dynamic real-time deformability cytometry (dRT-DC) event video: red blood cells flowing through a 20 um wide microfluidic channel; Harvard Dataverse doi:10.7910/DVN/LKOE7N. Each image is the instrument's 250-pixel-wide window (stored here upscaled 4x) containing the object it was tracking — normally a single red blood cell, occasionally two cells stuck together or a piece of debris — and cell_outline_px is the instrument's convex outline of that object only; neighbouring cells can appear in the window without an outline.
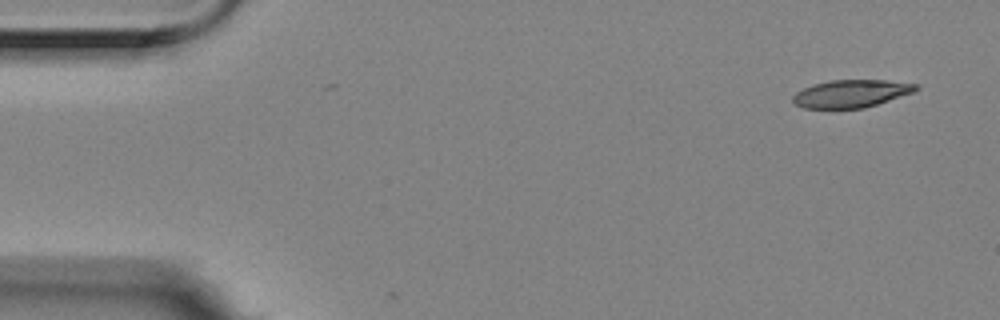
{"species": "Egyptian fruit bat (a non-hibernating species)", "species_latin": "Rousettus aegyptiacus", "temperature_condition": "room temperature", "stored_images_in_passage": 4, "camera_frame_rate_fps": 3000, "um_per_image_px": 0.085, "animal": {"sex": "female"}, "frame": {"image": 1, "passage_image": 1, "time_ms": 0.0, "image_size_px": [1000, 320], "cell_outline_px": [[920, 88], [912, 92], [864, 108], [804, 108], [796, 104], [792, 100], [792, 96], [796, 92], [812, 84], [832, 80], [884, 80], [920, 84]], "centroid_in_image_um": [72.34, 7.94], "position_along_channel_um": 12.7, "area_um2": 19.65}}
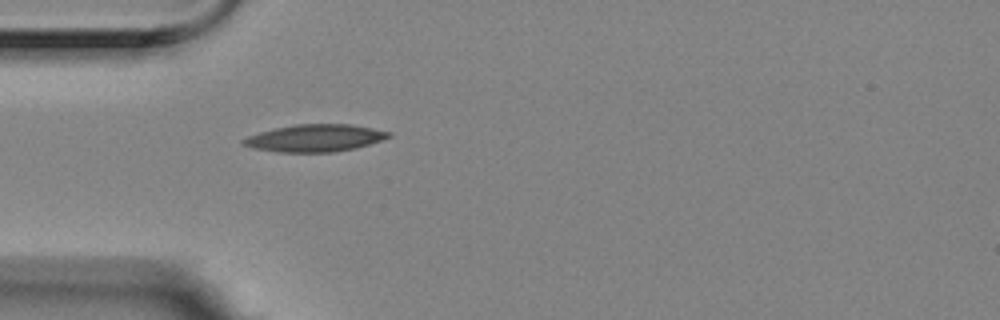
{"frame": {"image": 2, "passage_image": 4, "time_ms": 1.0, "image_size_px": [1000, 320], "cell_outline_px": [[392, 136], [356, 148], [336, 152], [276, 152], [252, 148], [240, 144], [240, 140], [248, 136], [260, 132], [276, 128], [296, 124], [352, 124], [392, 132]], "centroid_in_image_um": [26.75, 11.74], "position_along_channel_um": 58.3, "area_um2": 23.18}}